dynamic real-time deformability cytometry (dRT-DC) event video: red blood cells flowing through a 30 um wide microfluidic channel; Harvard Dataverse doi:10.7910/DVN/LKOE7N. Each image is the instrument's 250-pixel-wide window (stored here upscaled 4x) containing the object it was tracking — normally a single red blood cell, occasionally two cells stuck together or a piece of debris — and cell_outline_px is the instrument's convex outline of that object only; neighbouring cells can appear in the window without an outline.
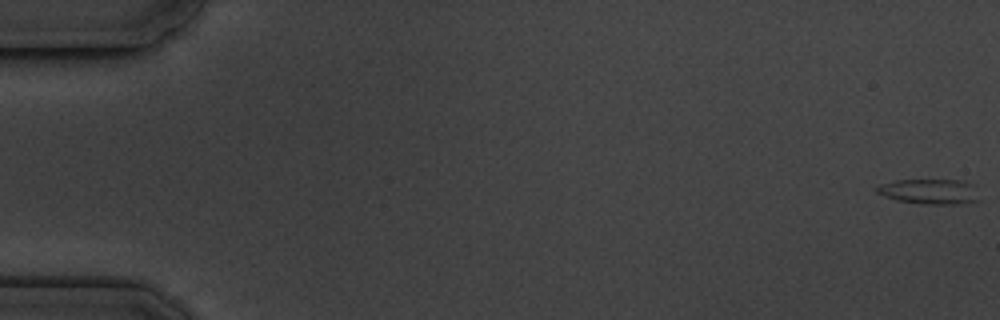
{"species": "common noctule bat (a hibernating species)", "species_latin": "Nyctalus noctula", "temperature_condition": "cold", "stored_images_in_passage": 8, "camera_frame_rate_fps": 3000, "um_per_image_px": 0.085, "animal": {"sex": "male", "body_mass_g": 19.5, "forearm_length_mm": 54.6}, "frame": {"image": 1, "passage_image": 1, "time_ms": 0.0, "image_size_px": [1000, 320], "cell_outline_px": [[976, 200], [956, 204], [920, 204], [896, 200], [884, 196], [876, 192], [876, 188], [880, 184], [896, 180], [964, 180], [976, 184]], "centroid_in_image_um": [79.0, 16.27], "position_along_channel_um": 6.0, "area_um2": 15.03}}
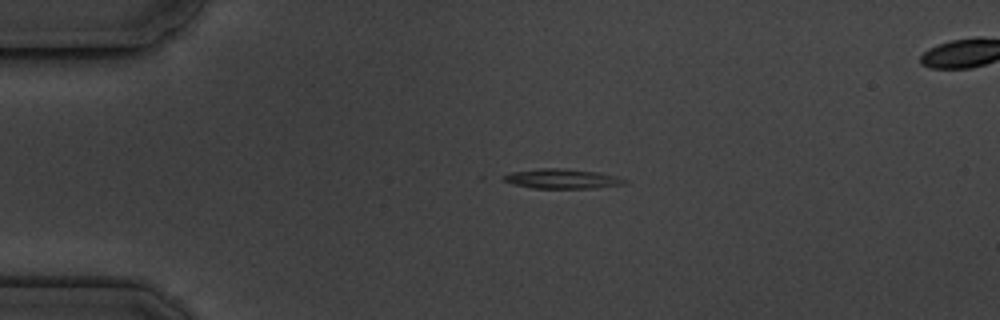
{"frame": {"image": 2, "passage_image": 5, "time_ms": 4.333, "image_size_px": [1000, 320], "cell_outline_px": [[628, 184], [596, 188], [536, 188], [516, 184], [504, 180], [500, 176], [512, 172], [540, 168], [564, 168], [596, 172], [616, 176], [628, 180]], "centroid_in_image_um": [47.84, 15.19], "position_along_channel_um": 37.2, "area_um2": 13.81}}
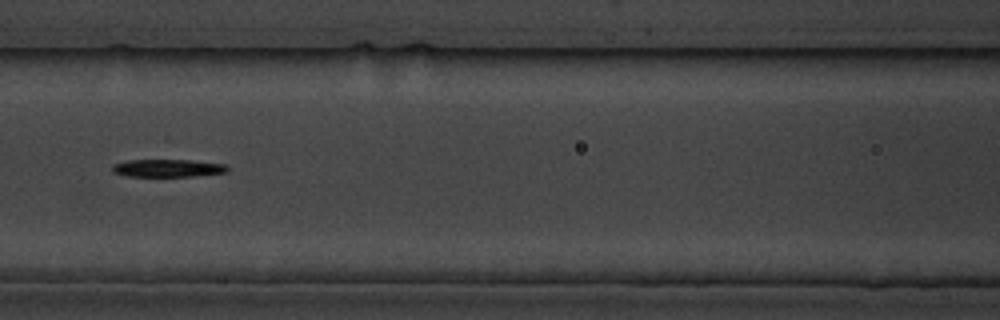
{"frame": {"image": 3, "passage_image": 8, "time_ms": 8.667, "image_size_px": [1000, 320], "cell_outline_px": [[228, 172], [192, 176], [128, 176], [112, 172], [112, 164], [128, 160], [192, 160], [224, 164], [228, 168]], "centroid_in_image_um": [14.24, 14.28], "position_along_channel_um": 152.4, "area_um2": 11.79}}